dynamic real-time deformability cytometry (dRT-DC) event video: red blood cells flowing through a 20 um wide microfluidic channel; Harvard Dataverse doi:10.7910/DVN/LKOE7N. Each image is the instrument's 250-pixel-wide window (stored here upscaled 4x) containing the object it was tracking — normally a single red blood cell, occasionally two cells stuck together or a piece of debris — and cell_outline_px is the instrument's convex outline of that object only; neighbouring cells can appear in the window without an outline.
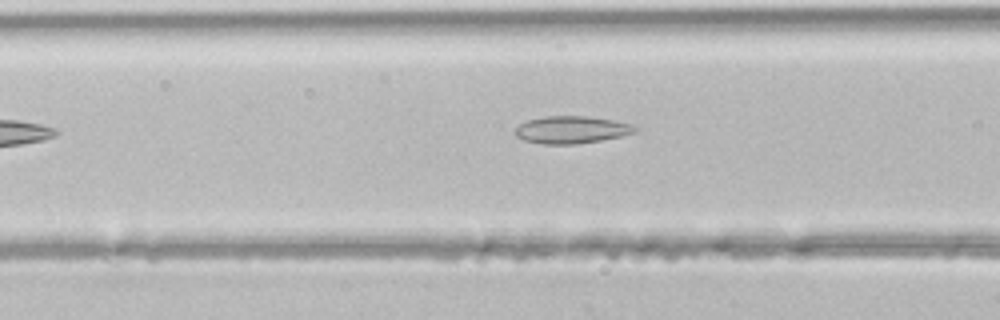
{"species": "common noctule bat (a hibernating species)", "species_latin": "Nyctalus noctula", "temperature_condition": "room temperature", "stored_images_in_passage": 7, "camera_frame_rate_fps": 3000, "um_per_image_px": 0.085, "animal": {"sex": "male", "body_mass_g": 21.5, "forearm_length_mm": 52.0}, "frame": {"image": 1, "passage_image": 5, "time_ms": 1.333, "image_size_px": [1000, 320], "cell_outline_px": [[640, 128], [636, 132], [620, 136], [600, 140], [576, 144], [544, 144], [524, 140], [516, 136], [516, 128], [520, 124], [528, 120], [544, 116], [588, 116], [636, 124]], "centroid_in_image_um": [48.64, 11.02], "position_along_channel_um": 118.0, "area_um2": 19.13}}